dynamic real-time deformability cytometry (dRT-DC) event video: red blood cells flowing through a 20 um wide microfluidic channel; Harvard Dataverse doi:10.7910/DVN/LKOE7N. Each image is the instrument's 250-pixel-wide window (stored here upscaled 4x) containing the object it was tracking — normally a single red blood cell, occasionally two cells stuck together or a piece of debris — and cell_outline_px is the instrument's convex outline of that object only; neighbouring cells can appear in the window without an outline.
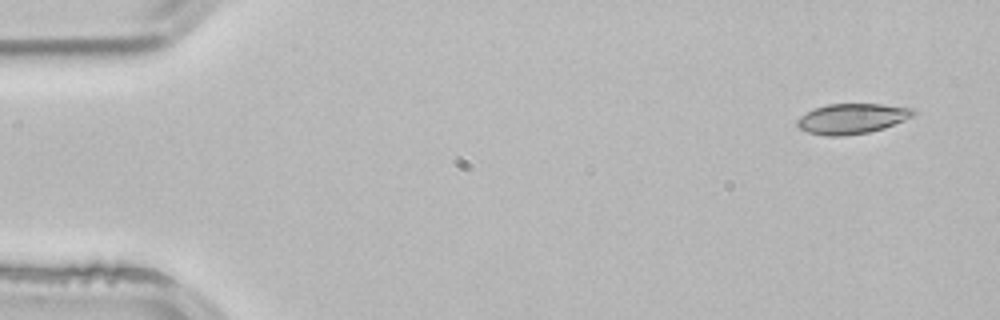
{"species": "common noctule bat (a hibernating species)", "species_latin": "Nyctalus noctula", "temperature_condition": "room temperature", "stored_images_in_passage": 3, "camera_frame_rate_fps": 3000, "um_per_image_px": 0.085, "animal": {"sex": "male", "body_mass_g": 21.5, "forearm_length_mm": 52.0}, "frame": {"image": 1, "passage_image": 1, "time_ms": 0.0, "image_size_px": [1000, 320], "cell_outline_px": [[916, 112], [912, 116], [904, 120], [884, 128], [868, 132], [844, 136], [824, 136], [808, 132], [800, 128], [796, 124], [796, 120], [800, 116], [816, 108], [828, 104], [880, 104], [912, 108]], "centroid_in_image_um": [72.4, 10.09], "position_along_channel_um": 12.6, "area_um2": 20.29}}
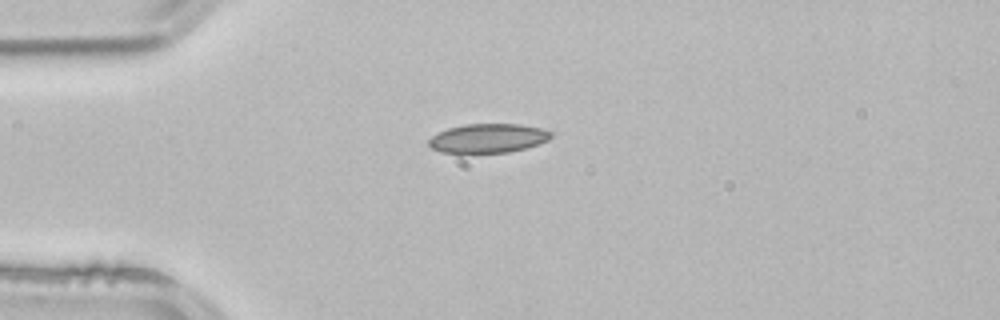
{"frame": {"image": 2, "passage_image": 3, "time_ms": 0.667, "image_size_px": [1000, 320], "cell_outline_px": [[552, 136], [548, 140], [540, 144], [508, 152], [440, 152], [432, 148], [428, 144], [428, 140], [432, 136], [448, 128], [464, 124], [520, 124], [540, 128], [552, 132]], "centroid_in_image_um": [41.5, 11.74], "position_along_channel_um": 43.5, "area_um2": 20.52}}